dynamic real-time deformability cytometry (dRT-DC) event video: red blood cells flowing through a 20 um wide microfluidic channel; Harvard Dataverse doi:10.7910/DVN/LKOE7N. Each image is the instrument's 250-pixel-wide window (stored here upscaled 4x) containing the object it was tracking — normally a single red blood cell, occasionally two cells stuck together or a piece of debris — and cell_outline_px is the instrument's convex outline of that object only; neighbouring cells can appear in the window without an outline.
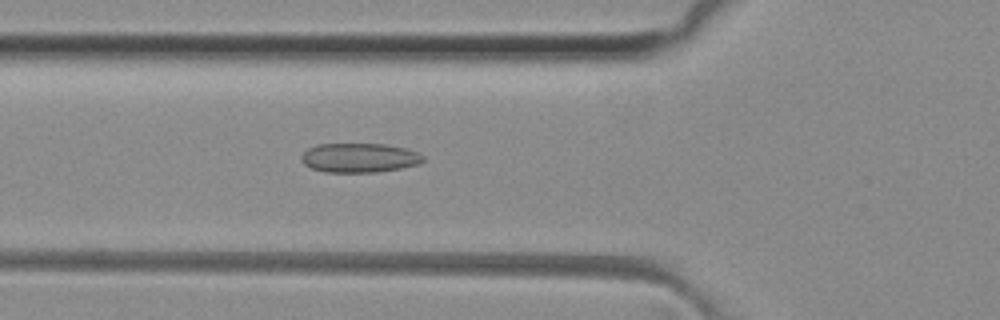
{"species": "common noctule bat (a hibernating species)", "species_latin": "Nyctalus noctula", "temperature_condition": "room temperature", "stored_images_in_passage": 36, "camera_frame_rate_fps": 3000, "um_per_image_px": 0.085, "animal": {"sex": "female", "body_mass_g": 29.2, "forearm_length_mm": 56.3}, "frame": {"image": 1, "passage_image": 3, "time_ms": 0.667, "image_size_px": [1000, 320], "cell_outline_px": [[424, 160], [420, 164], [400, 168], [376, 172], [324, 172], [312, 168], [304, 164], [300, 160], [300, 156], [308, 148], [316, 144], [384, 144], [404, 148], [416, 152], [424, 156]], "centroid_in_image_um": [30.52, 13.41], "position_along_channel_um": 95.3, "area_um2": 20.81}}
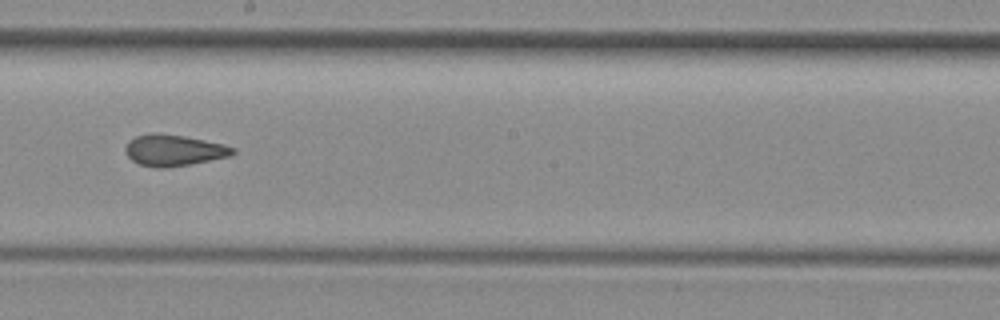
{"frame": {"image": 2, "passage_image": 13, "time_ms": 4.0, "image_size_px": [1000, 320], "cell_outline_px": [[236, 152], [228, 156], [192, 164], [164, 168], [156, 168], [140, 164], [132, 160], [124, 152], [124, 148], [128, 140], [136, 136], [184, 136], [224, 144], [236, 148]], "centroid_in_image_um": [14.79, 12.82], "position_along_channel_um": 233.4, "area_um2": 18.96}}
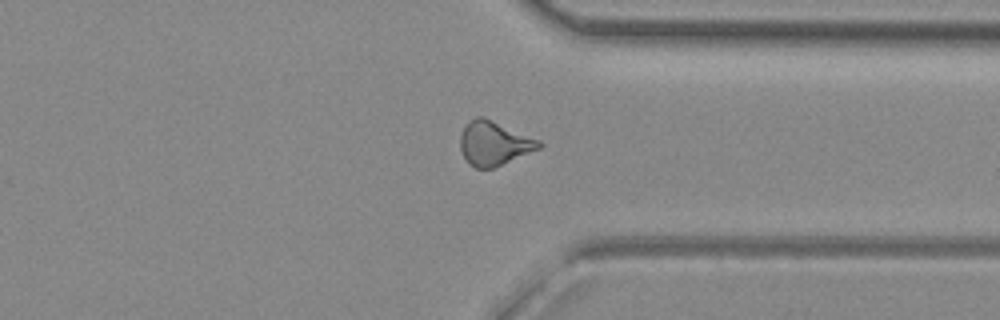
{"frame": {"image": 3, "passage_image": 23, "time_ms": 7.333, "image_size_px": [1000, 320], "cell_outline_px": [[544, 144], [540, 148], [492, 168], [476, 168], [468, 164], [460, 148], [460, 136], [464, 128], [476, 116], [484, 116], [540, 140]], "centroid_in_image_um": [42.0, 12.17], "position_along_channel_um": 369.4, "area_um2": 20.06}}